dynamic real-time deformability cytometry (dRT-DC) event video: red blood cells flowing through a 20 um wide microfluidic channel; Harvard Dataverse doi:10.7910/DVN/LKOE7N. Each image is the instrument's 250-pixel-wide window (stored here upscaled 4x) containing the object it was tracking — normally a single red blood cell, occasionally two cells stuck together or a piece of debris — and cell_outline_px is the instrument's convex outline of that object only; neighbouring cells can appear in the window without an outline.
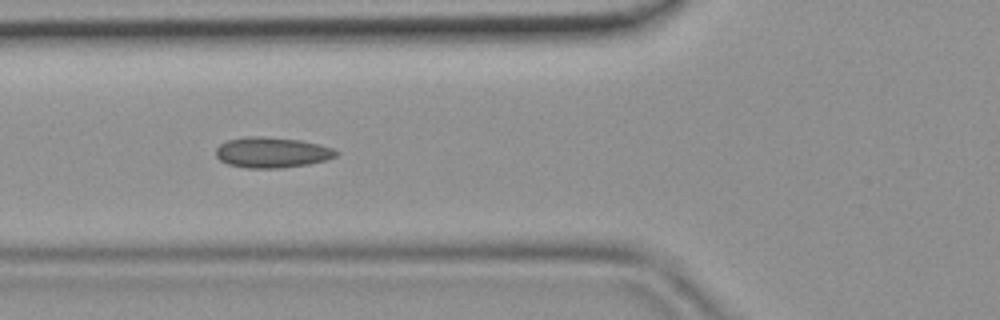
{"species": "common noctule bat (a hibernating species)", "species_latin": "Nyctalus noctula", "temperature_condition": "room temperature", "stored_images_in_passage": 44, "camera_frame_rate_fps": 3000, "um_per_image_px": 0.085, "animal": {"sex": "female", "body_mass_g": 19.9}, "frame": {"image": 1, "passage_image": 16, "time_ms": 5.0, "image_size_px": [1000, 320], "cell_outline_px": [[340, 152], [336, 156], [324, 160], [308, 164], [280, 168], [244, 168], [228, 164], [220, 160], [216, 156], [216, 148], [220, 144], [228, 140], [248, 136], [260, 136], [300, 140], [332, 148]], "centroid_in_image_um": [23.08, 12.96], "position_along_channel_um": 102.7, "area_um2": 21.27}}
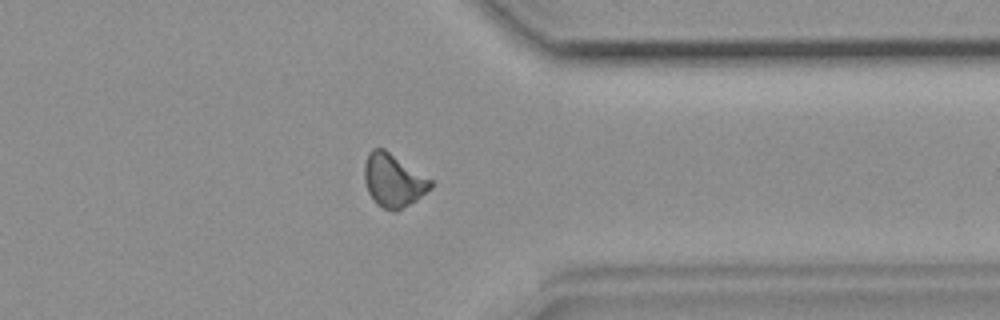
{"frame": {"image": 2, "passage_image": 35, "time_ms": 11.333, "image_size_px": [1000, 320], "cell_outline_px": [[432, 188], [416, 200], [396, 212], [392, 212], [376, 204], [368, 192], [364, 180], [364, 164], [368, 152], [372, 148], [384, 148], [432, 180]], "centroid_in_image_um": [33.41, 15.34], "position_along_channel_um": 378.0, "area_um2": 20.58}}
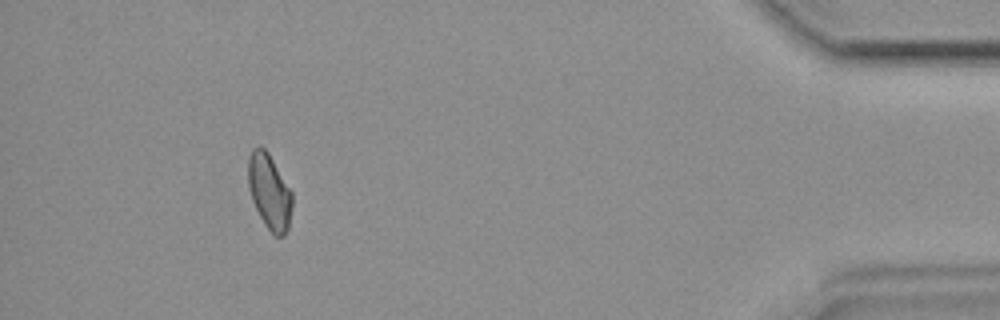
{"frame": {"image": 3, "passage_image": 41, "time_ms": 13.333, "image_size_px": [1000, 320], "cell_outline_px": [[292, 204], [288, 228], [284, 236], [276, 236], [264, 224], [252, 200], [248, 184], [248, 156], [252, 148], [260, 144], [268, 152], [292, 192]], "centroid_in_image_um": [22.88, 16.25], "position_along_channel_um": 412.3, "area_um2": 19.25}}